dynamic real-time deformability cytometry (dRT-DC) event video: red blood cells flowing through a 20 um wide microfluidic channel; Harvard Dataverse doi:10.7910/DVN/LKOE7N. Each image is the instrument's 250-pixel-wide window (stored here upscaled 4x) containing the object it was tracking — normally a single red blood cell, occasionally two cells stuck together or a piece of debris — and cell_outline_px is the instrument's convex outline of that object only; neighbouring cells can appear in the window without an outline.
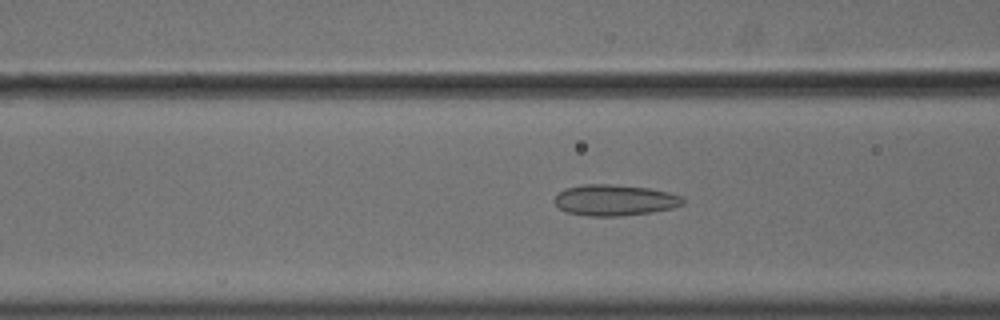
{"species": "common noctule bat (a hibernating species)", "species_latin": "Nyctalus noctula", "temperature_condition": "cold", "stored_images_in_passage": 56, "camera_frame_rate_fps": 3000, "um_per_image_px": 0.085, "animal": {"sex": "male", "body_mass_g": 18.8}, "frame": {"image": 1, "passage_image": 23, "time_ms": 7.333, "image_size_px": [1000, 320], "cell_outline_px": [[684, 204], [672, 208], [652, 212], [620, 216], [588, 216], [568, 212], [560, 208], [552, 200], [564, 188], [584, 184], [612, 184], [648, 188], [668, 192], [684, 196]], "centroid_in_image_um": [52.26, 17.01], "position_along_channel_um": 114.3, "area_um2": 23.29}}
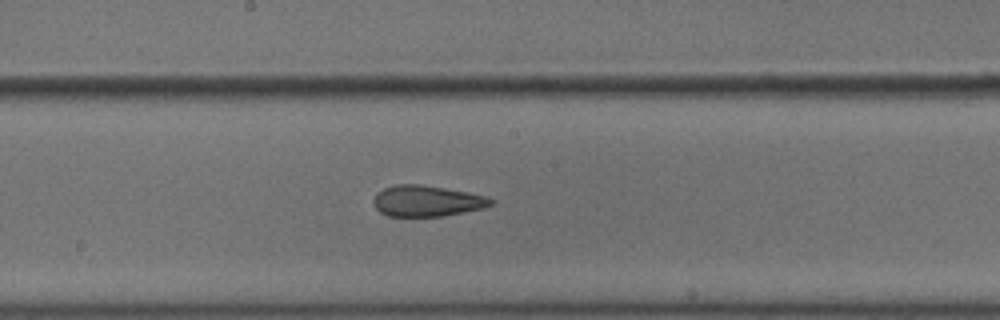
{"frame": {"image": 2, "passage_image": 31, "time_ms": 10.0, "image_size_px": [1000, 320], "cell_outline_px": [[496, 200], [492, 204], [484, 208], [444, 216], [388, 216], [380, 212], [376, 208], [372, 200], [376, 192], [384, 188], [396, 184], [420, 184], [468, 192], [488, 196]], "centroid_in_image_um": [36.29, 17.08], "position_along_channel_um": 211.9, "area_um2": 21.39}}
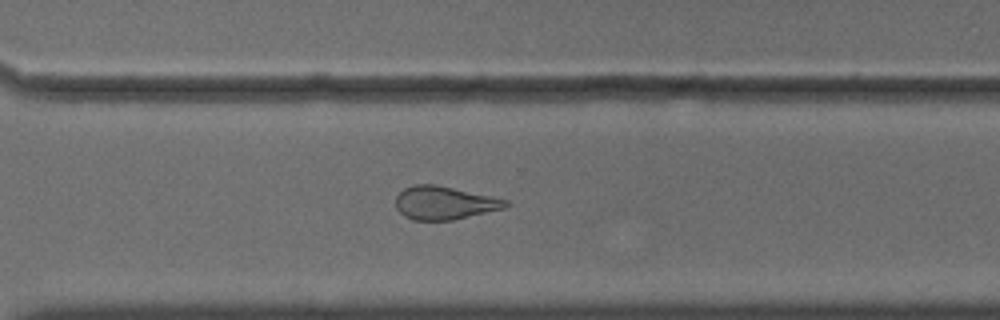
{"frame": {"image": 3, "passage_image": 41, "time_ms": 13.333, "image_size_px": [1000, 320], "cell_outline_px": [[508, 208], [452, 220], [412, 220], [404, 216], [396, 208], [396, 196], [404, 188], [416, 184], [436, 184], [508, 200]], "centroid_in_image_um": [37.77, 17.25], "position_along_channel_um": 332.8, "area_um2": 21.33}, "authors_computed_cell_mechanics": {"area_um2": 24.0737, "velocity_mm_per_s": 3.638, "shape_relaxation_time_tau1_ms": null, "shape_relaxation_time_tau2_ms": 2.3695, "deformation_change_tau1": null, "deformation_change_tau2": 0.1115}}